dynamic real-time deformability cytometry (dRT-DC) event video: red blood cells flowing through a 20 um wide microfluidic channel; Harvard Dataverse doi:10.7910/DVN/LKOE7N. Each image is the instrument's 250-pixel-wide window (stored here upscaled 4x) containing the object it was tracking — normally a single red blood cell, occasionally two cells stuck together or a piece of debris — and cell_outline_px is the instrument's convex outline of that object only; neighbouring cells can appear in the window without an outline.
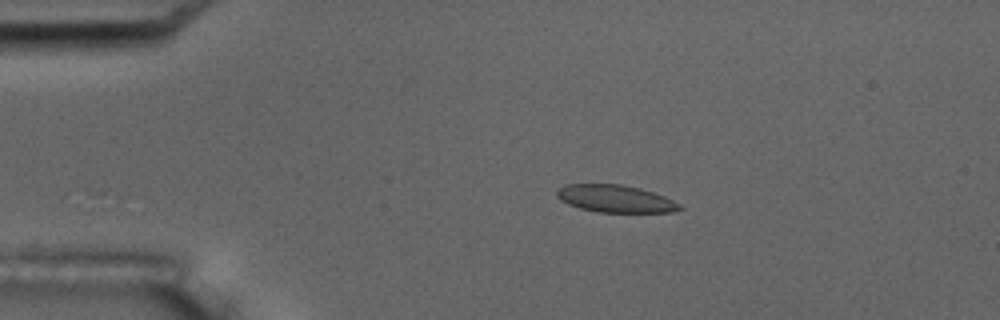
{"species": "common noctule bat (a hibernating species)", "species_latin": "Nyctalus noctula", "temperature_condition": "room temperature", "stored_images_in_passage": 4, "camera_frame_rate_fps": 3000, "um_per_image_px": 0.085, "animal": {"sex": "male", "body_mass_g": 17.5, "forearm_length_mm": 52.3}, "frame": {"image": 1, "passage_image": 3, "time_ms": 2.0, "image_size_px": [1000, 320], "cell_outline_px": [[684, 208], [672, 212], [600, 212], [580, 208], [568, 204], [560, 200], [556, 196], [556, 192], [564, 184], [620, 184], [640, 188], [664, 196], [680, 204]], "centroid_in_image_um": [52.3, 16.89], "position_along_channel_um": 32.7, "area_um2": 19.54}}